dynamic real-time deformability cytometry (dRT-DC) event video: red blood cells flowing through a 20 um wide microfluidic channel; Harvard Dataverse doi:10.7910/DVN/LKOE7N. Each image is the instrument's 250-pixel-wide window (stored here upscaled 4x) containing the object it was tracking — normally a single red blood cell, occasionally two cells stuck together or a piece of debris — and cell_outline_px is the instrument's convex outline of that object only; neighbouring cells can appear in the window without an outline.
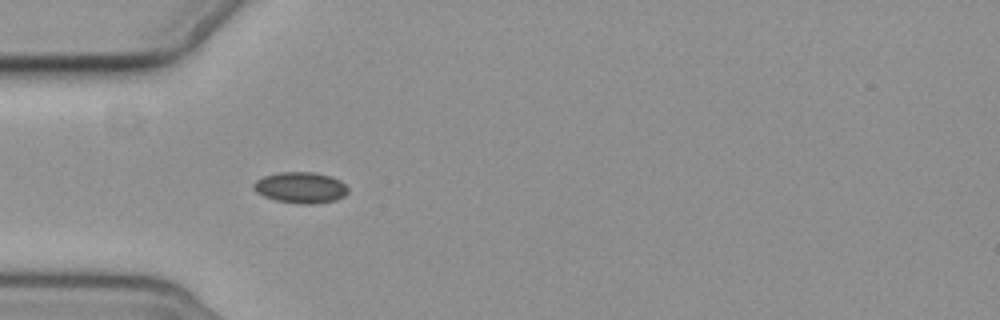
{"species": "common noctule bat (a hibernating species)", "species_latin": "Nyctalus noctula", "temperature_condition": "cold", "stored_images_in_passage": 6, "camera_frame_rate_fps": 3000, "um_per_image_px": 0.085, "animal": {"sex": "female", "body_mass_g": 19.3, "forearm_length_mm": 54.1}, "frame": {"image": 1, "passage_image": 6, "time_ms": 6.0, "image_size_px": [1000, 320], "cell_outline_px": [[348, 192], [344, 196], [336, 200], [316, 204], [300, 204], [276, 200], [264, 196], [256, 192], [252, 188], [252, 184], [256, 180], [264, 176], [280, 172], [316, 172], [332, 176], [340, 180], [348, 188]], "centroid_in_image_um": [25.56, 15.94], "position_along_channel_um": 59.4, "area_um2": 17.28}}